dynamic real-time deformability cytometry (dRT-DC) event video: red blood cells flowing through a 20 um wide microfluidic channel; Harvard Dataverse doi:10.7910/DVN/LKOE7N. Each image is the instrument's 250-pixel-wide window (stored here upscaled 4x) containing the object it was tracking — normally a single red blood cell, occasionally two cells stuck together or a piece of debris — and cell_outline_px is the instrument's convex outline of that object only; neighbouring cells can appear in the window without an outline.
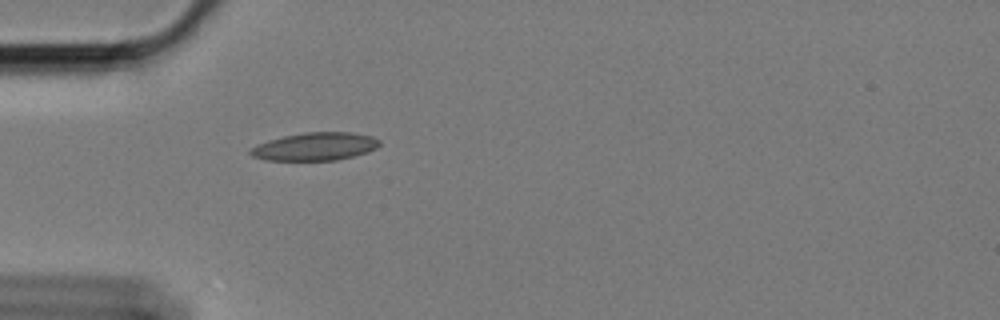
{"species": "Egyptian fruit bat (a non-hibernating species)", "species_latin": "Rousettus aegyptiacus", "temperature_condition": "cold", "stored_images_in_passage": 12, "camera_frame_rate_fps": 3000, "um_per_image_px": 0.085, "animal": {"sex": "female"}, "frame": {"image": 1, "passage_image": 1, "time_ms": 0.0, "image_size_px": [1000, 320], "cell_outline_px": [[380, 144], [376, 148], [368, 152], [336, 160], [264, 160], [252, 156], [248, 152], [248, 148], [256, 144], [268, 140], [284, 136], [304, 132], [352, 132], [372, 136], [380, 140]], "centroid_in_image_um": [26.75, 12.45], "position_along_channel_um": 58.3, "area_um2": 21.15}}
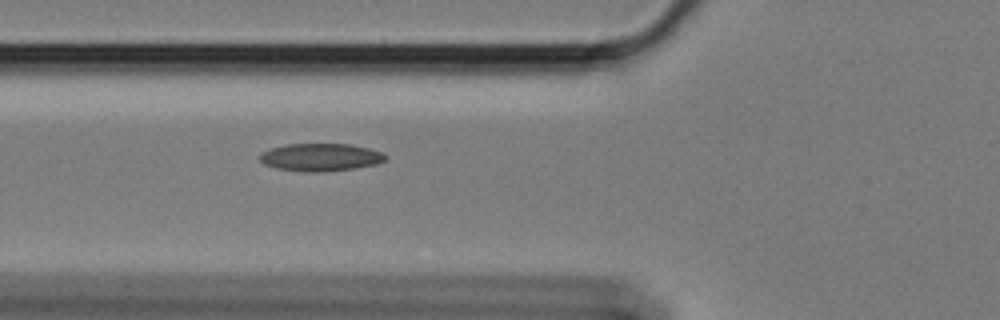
{"frame": {"image": 2, "passage_image": 5, "time_ms": 1.333, "image_size_px": [1000, 320], "cell_outline_px": [[388, 160], [376, 164], [356, 168], [324, 172], [304, 172], [276, 168], [264, 164], [260, 160], [260, 152], [284, 144], [352, 144], [368, 148], [380, 152], [388, 156]], "centroid_in_image_um": [27.26, 13.37], "position_along_channel_um": 98.5, "area_um2": 20.46}}
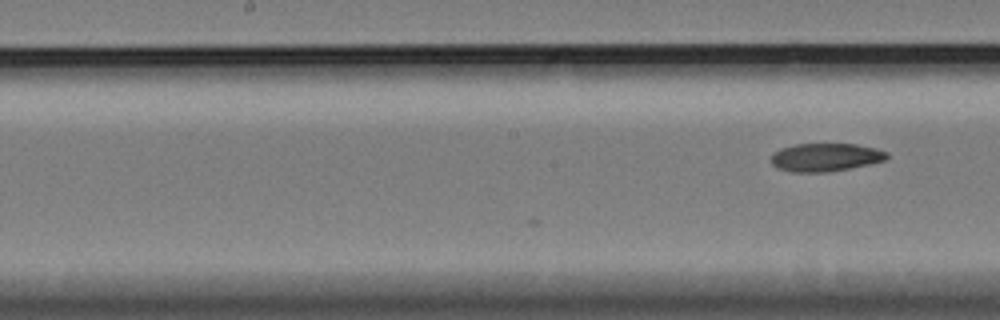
{"frame": {"image": 3, "passage_image": 12, "time_ms": 3.667, "image_size_px": [1000, 320], "cell_outline_px": [[888, 156], [884, 160], [868, 164], [828, 172], [792, 172], [776, 168], [772, 164], [772, 152], [780, 148], [796, 144], [856, 144], [876, 148], [888, 152]], "centroid_in_image_um": [70.13, 13.36], "position_along_channel_um": 178.1, "area_um2": 18.96}}